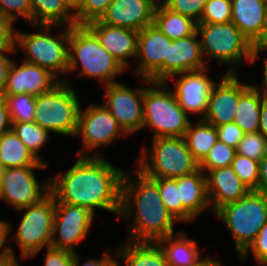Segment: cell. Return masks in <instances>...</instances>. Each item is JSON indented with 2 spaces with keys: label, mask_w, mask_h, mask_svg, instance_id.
Segmentation results:
<instances>
[{
  "label": "cell",
  "mask_w": 267,
  "mask_h": 266,
  "mask_svg": "<svg viewBox=\"0 0 267 266\" xmlns=\"http://www.w3.org/2000/svg\"><path fill=\"white\" fill-rule=\"evenodd\" d=\"M123 174L101 156L79 157L66 173L50 180V193L58 203L119 214Z\"/></svg>",
  "instance_id": "obj_1"
},
{
  "label": "cell",
  "mask_w": 267,
  "mask_h": 266,
  "mask_svg": "<svg viewBox=\"0 0 267 266\" xmlns=\"http://www.w3.org/2000/svg\"><path fill=\"white\" fill-rule=\"evenodd\" d=\"M130 178V174H123L119 214L134 222L131 241L157 243L173 235L177 221L164 206L157 184L140 170L137 179Z\"/></svg>",
  "instance_id": "obj_2"
},
{
  "label": "cell",
  "mask_w": 267,
  "mask_h": 266,
  "mask_svg": "<svg viewBox=\"0 0 267 266\" xmlns=\"http://www.w3.org/2000/svg\"><path fill=\"white\" fill-rule=\"evenodd\" d=\"M81 63V76L99 79L104 86L115 82L125 68L101 44L86 25L69 27L68 69L73 71Z\"/></svg>",
  "instance_id": "obj_3"
},
{
  "label": "cell",
  "mask_w": 267,
  "mask_h": 266,
  "mask_svg": "<svg viewBox=\"0 0 267 266\" xmlns=\"http://www.w3.org/2000/svg\"><path fill=\"white\" fill-rule=\"evenodd\" d=\"M150 84L152 86L144 87L143 127L152 128L153 139L184 137L191 122L187 113L178 104L174 93L166 89L165 82L150 81Z\"/></svg>",
  "instance_id": "obj_4"
},
{
  "label": "cell",
  "mask_w": 267,
  "mask_h": 266,
  "mask_svg": "<svg viewBox=\"0 0 267 266\" xmlns=\"http://www.w3.org/2000/svg\"><path fill=\"white\" fill-rule=\"evenodd\" d=\"M215 214L230 230L236 251L241 255L267 222V194L250 190L236 202L219 208Z\"/></svg>",
  "instance_id": "obj_5"
},
{
  "label": "cell",
  "mask_w": 267,
  "mask_h": 266,
  "mask_svg": "<svg viewBox=\"0 0 267 266\" xmlns=\"http://www.w3.org/2000/svg\"><path fill=\"white\" fill-rule=\"evenodd\" d=\"M150 148L140 152L138 169L149 178L175 179L199 169L183 137L154 138Z\"/></svg>",
  "instance_id": "obj_6"
},
{
  "label": "cell",
  "mask_w": 267,
  "mask_h": 266,
  "mask_svg": "<svg viewBox=\"0 0 267 266\" xmlns=\"http://www.w3.org/2000/svg\"><path fill=\"white\" fill-rule=\"evenodd\" d=\"M80 103L67 81L36 96L34 122L48 132L76 135Z\"/></svg>",
  "instance_id": "obj_7"
},
{
  "label": "cell",
  "mask_w": 267,
  "mask_h": 266,
  "mask_svg": "<svg viewBox=\"0 0 267 266\" xmlns=\"http://www.w3.org/2000/svg\"><path fill=\"white\" fill-rule=\"evenodd\" d=\"M44 31L36 33L16 32L15 46L24 48L27 63L38 65L52 72L55 76L60 72L67 73L69 51V26L59 38L52 37V25H39Z\"/></svg>",
  "instance_id": "obj_8"
},
{
  "label": "cell",
  "mask_w": 267,
  "mask_h": 266,
  "mask_svg": "<svg viewBox=\"0 0 267 266\" xmlns=\"http://www.w3.org/2000/svg\"><path fill=\"white\" fill-rule=\"evenodd\" d=\"M196 32L201 35L202 54L221 63L239 65L243 59L251 62L252 43L232 23H197ZM235 63V64H234Z\"/></svg>",
  "instance_id": "obj_9"
},
{
  "label": "cell",
  "mask_w": 267,
  "mask_h": 266,
  "mask_svg": "<svg viewBox=\"0 0 267 266\" xmlns=\"http://www.w3.org/2000/svg\"><path fill=\"white\" fill-rule=\"evenodd\" d=\"M23 210L27 211L14 237L21 249L22 259L33 257L45 246H51L55 198L49 192L39 203L18 209Z\"/></svg>",
  "instance_id": "obj_10"
},
{
  "label": "cell",
  "mask_w": 267,
  "mask_h": 266,
  "mask_svg": "<svg viewBox=\"0 0 267 266\" xmlns=\"http://www.w3.org/2000/svg\"><path fill=\"white\" fill-rule=\"evenodd\" d=\"M77 135L83 139L82 143L84 148L88 150L87 152L89 150L95 152L87 155L79 151L77 155L80 157H100L95 149L109 145L117 137L126 135V133L105 106L90 105L84 111L79 110Z\"/></svg>",
  "instance_id": "obj_11"
},
{
  "label": "cell",
  "mask_w": 267,
  "mask_h": 266,
  "mask_svg": "<svg viewBox=\"0 0 267 266\" xmlns=\"http://www.w3.org/2000/svg\"><path fill=\"white\" fill-rule=\"evenodd\" d=\"M48 166H26L6 168L0 185V200L16 210L39 203L50 192V181L38 183L34 169ZM45 190V191H44ZM46 192V193H44Z\"/></svg>",
  "instance_id": "obj_12"
},
{
  "label": "cell",
  "mask_w": 267,
  "mask_h": 266,
  "mask_svg": "<svg viewBox=\"0 0 267 266\" xmlns=\"http://www.w3.org/2000/svg\"><path fill=\"white\" fill-rule=\"evenodd\" d=\"M94 213L88 208L55 200L53 237L51 246L55 249L68 250L75 253V244L85 239L92 226ZM56 234L57 238L55 237Z\"/></svg>",
  "instance_id": "obj_13"
},
{
  "label": "cell",
  "mask_w": 267,
  "mask_h": 266,
  "mask_svg": "<svg viewBox=\"0 0 267 266\" xmlns=\"http://www.w3.org/2000/svg\"><path fill=\"white\" fill-rule=\"evenodd\" d=\"M171 42L153 23L138 32L136 58L140 64L135 72L148 85L163 82V62L168 60Z\"/></svg>",
  "instance_id": "obj_14"
},
{
  "label": "cell",
  "mask_w": 267,
  "mask_h": 266,
  "mask_svg": "<svg viewBox=\"0 0 267 266\" xmlns=\"http://www.w3.org/2000/svg\"><path fill=\"white\" fill-rule=\"evenodd\" d=\"M105 87V106L128 135L143 128L144 88L132 90L116 81Z\"/></svg>",
  "instance_id": "obj_15"
},
{
  "label": "cell",
  "mask_w": 267,
  "mask_h": 266,
  "mask_svg": "<svg viewBox=\"0 0 267 266\" xmlns=\"http://www.w3.org/2000/svg\"><path fill=\"white\" fill-rule=\"evenodd\" d=\"M235 73L233 67L230 66L218 87H216V84L213 85L208 97L207 111L202 118L203 121L213 126L234 122L239 98L250 86L239 82Z\"/></svg>",
  "instance_id": "obj_16"
},
{
  "label": "cell",
  "mask_w": 267,
  "mask_h": 266,
  "mask_svg": "<svg viewBox=\"0 0 267 266\" xmlns=\"http://www.w3.org/2000/svg\"><path fill=\"white\" fill-rule=\"evenodd\" d=\"M208 68L197 71H188L172 75H181L176 79L174 91L178 104L188 113L205 115L208 107V97L215 83L207 76ZM206 73V74H205Z\"/></svg>",
  "instance_id": "obj_17"
},
{
  "label": "cell",
  "mask_w": 267,
  "mask_h": 266,
  "mask_svg": "<svg viewBox=\"0 0 267 266\" xmlns=\"http://www.w3.org/2000/svg\"><path fill=\"white\" fill-rule=\"evenodd\" d=\"M52 72L38 65L23 61L16 66L13 61L7 76L5 94L28 93L34 96L51 91L61 81Z\"/></svg>",
  "instance_id": "obj_18"
},
{
  "label": "cell",
  "mask_w": 267,
  "mask_h": 266,
  "mask_svg": "<svg viewBox=\"0 0 267 266\" xmlns=\"http://www.w3.org/2000/svg\"><path fill=\"white\" fill-rule=\"evenodd\" d=\"M155 7L152 0H113L100 21L139 32L153 23Z\"/></svg>",
  "instance_id": "obj_19"
},
{
  "label": "cell",
  "mask_w": 267,
  "mask_h": 266,
  "mask_svg": "<svg viewBox=\"0 0 267 266\" xmlns=\"http://www.w3.org/2000/svg\"><path fill=\"white\" fill-rule=\"evenodd\" d=\"M198 33L172 40L169 46L168 60L163 62V82L168 85L172 75L197 71L208 67L203 61Z\"/></svg>",
  "instance_id": "obj_20"
},
{
  "label": "cell",
  "mask_w": 267,
  "mask_h": 266,
  "mask_svg": "<svg viewBox=\"0 0 267 266\" xmlns=\"http://www.w3.org/2000/svg\"><path fill=\"white\" fill-rule=\"evenodd\" d=\"M99 39L100 44L125 68L128 57L136 58L138 32L124 27H114L95 20L86 25Z\"/></svg>",
  "instance_id": "obj_21"
},
{
  "label": "cell",
  "mask_w": 267,
  "mask_h": 266,
  "mask_svg": "<svg viewBox=\"0 0 267 266\" xmlns=\"http://www.w3.org/2000/svg\"><path fill=\"white\" fill-rule=\"evenodd\" d=\"M207 173V196L214 212L226 204L236 202L250 191L231 166L210 170Z\"/></svg>",
  "instance_id": "obj_22"
},
{
  "label": "cell",
  "mask_w": 267,
  "mask_h": 266,
  "mask_svg": "<svg viewBox=\"0 0 267 266\" xmlns=\"http://www.w3.org/2000/svg\"><path fill=\"white\" fill-rule=\"evenodd\" d=\"M266 0H231V22L253 44L265 32Z\"/></svg>",
  "instance_id": "obj_23"
},
{
  "label": "cell",
  "mask_w": 267,
  "mask_h": 266,
  "mask_svg": "<svg viewBox=\"0 0 267 266\" xmlns=\"http://www.w3.org/2000/svg\"><path fill=\"white\" fill-rule=\"evenodd\" d=\"M177 185L183 205V222L193 221L204 210H211L207 196L206 173L201 169L178 177Z\"/></svg>",
  "instance_id": "obj_24"
},
{
  "label": "cell",
  "mask_w": 267,
  "mask_h": 266,
  "mask_svg": "<svg viewBox=\"0 0 267 266\" xmlns=\"http://www.w3.org/2000/svg\"><path fill=\"white\" fill-rule=\"evenodd\" d=\"M31 23L37 25H76L74 10L65 0H30ZM70 11L72 12L70 14Z\"/></svg>",
  "instance_id": "obj_25"
},
{
  "label": "cell",
  "mask_w": 267,
  "mask_h": 266,
  "mask_svg": "<svg viewBox=\"0 0 267 266\" xmlns=\"http://www.w3.org/2000/svg\"><path fill=\"white\" fill-rule=\"evenodd\" d=\"M157 244L163 250L169 266H191L200 260L197 244L188 239L183 230L160 239Z\"/></svg>",
  "instance_id": "obj_26"
},
{
  "label": "cell",
  "mask_w": 267,
  "mask_h": 266,
  "mask_svg": "<svg viewBox=\"0 0 267 266\" xmlns=\"http://www.w3.org/2000/svg\"><path fill=\"white\" fill-rule=\"evenodd\" d=\"M125 244L114 251L121 256L125 266H169L157 243L127 241ZM117 264L121 266L119 262Z\"/></svg>",
  "instance_id": "obj_27"
},
{
  "label": "cell",
  "mask_w": 267,
  "mask_h": 266,
  "mask_svg": "<svg viewBox=\"0 0 267 266\" xmlns=\"http://www.w3.org/2000/svg\"><path fill=\"white\" fill-rule=\"evenodd\" d=\"M153 24L171 40L194 34L197 26V22L192 18L171 11L163 3L155 7Z\"/></svg>",
  "instance_id": "obj_28"
},
{
  "label": "cell",
  "mask_w": 267,
  "mask_h": 266,
  "mask_svg": "<svg viewBox=\"0 0 267 266\" xmlns=\"http://www.w3.org/2000/svg\"><path fill=\"white\" fill-rule=\"evenodd\" d=\"M258 88L255 85H250L239 98L234 123L245 134L259 132L263 93Z\"/></svg>",
  "instance_id": "obj_29"
},
{
  "label": "cell",
  "mask_w": 267,
  "mask_h": 266,
  "mask_svg": "<svg viewBox=\"0 0 267 266\" xmlns=\"http://www.w3.org/2000/svg\"><path fill=\"white\" fill-rule=\"evenodd\" d=\"M0 162L6 168L48 166L36 158L12 130L0 138Z\"/></svg>",
  "instance_id": "obj_30"
},
{
  "label": "cell",
  "mask_w": 267,
  "mask_h": 266,
  "mask_svg": "<svg viewBox=\"0 0 267 266\" xmlns=\"http://www.w3.org/2000/svg\"><path fill=\"white\" fill-rule=\"evenodd\" d=\"M194 125L190 122L184 139L193 159L200 164L218 140L216 127L200 119Z\"/></svg>",
  "instance_id": "obj_31"
},
{
  "label": "cell",
  "mask_w": 267,
  "mask_h": 266,
  "mask_svg": "<svg viewBox=\"0 0 267 266\" xmlns=\"http://www.w3.org/2000/svg\"><path fill=\"white\" fill-rule=\"evenodd\" d=\"M11 130L40 161L38 150L47 142L49 132L33 122H11Z\"/></svg>",
  "instance_id": "obj_32"
},
{
  "label": "cell",
  "mask_w": 267,
  "mask_h": 266,
  "mask_svg": "<svg viewBox=\"0 0 267 266\" xmlns=\"http://www.w3.org/2000/svg\"><path fill=\"white\" fill-rule=\"evenodd\" d=\"M11 122H33L36 96L28 93L4 94Z\"/></svg>",
  "instance_id": "obj_33"
},
{
  "label": "cell",
  "mask_w": 267,
  "mask_h": 266,
  "mask_svg": "<svg viewBox=\"0 0 267 266\" xmlns=\"http://www.w3.org/2000/svg\"><path fill=\"white\" fill-rule=\"evenodd\" d=\"M158 186L167 211L176 221H183V205L180 200L177 178H151Z\"/></svg>",
  "instance_id": "obj_34"
},
{
  "label": "cell",
  "mask_w": 267,
  "mask_h": 266,
  "mask_svg": "<svg viewBox=\"0 0 267 266\" xmlns=\"http://www.w3.org/2000/svg\"><path fill=\"white\" fill-rule=\"evenodd\" d=\"M236 149L228 146L226 143L217 140L209 150L208 155L199 164V169L203 172L217 168L229 167L232 164Z\"/></svg>",
  "instance_id": "obj_35"
},
{
  "label": "cell",
  "mask_w": 267,
  "mask_h": 266,
  "mask_svg": "<svg viewBox=\"0 0 267 266\" xmlns=\"http://www.w3.org/2000/svg\"><path fill=\"white\" fill-rule=\"evenodd\" d=\"M231 167L240 180L250 189L256 190L259 183V161L235 154Z\"/></svg>",
  "instance_id": "obj_36"
},
{
  "label": "cell",
  "mask_w": 267,
  "mask_h": 266,
  "mask_svg": "<svg viewBox=\"0 0 267 266\" xmlns=\"http://www.w3.org/2000/svg\"><path fill=\"white\" fill-rule=\"evenodd\" d=\"M231 22V0H207L197 23L224 24Z\"/></svg>",
  "instance_id": "obj_37"
},
{
  "label": "cell",
  "mask_w": 267,
  "mask_h": 266,
  "mask_svg": "<svg viewBox=\"0 0 267 266\" xmlns=\"http://www.w3.org/2000/svg\"><path fill=\"white\" fill-rule=\"evenodd\" d=\"M267 152V139L260 133L244 134L236 148V153L260 161Z\"/></svg>",
  "instance_id": "obj_38"
},
{
  "label": "cell",
  "mask_w": 267,
  "mask_h": 266,
  "mask_svg": "<svg viewBox=\"0 0 267 266\" xmlns=\"http://www.w3.org/2000/svg\"><path fill=\"white\" fill-rule=\"evenodd\" d=\"M113 0H82L74 11L76 25H87L95 20H100Z\"/></svg>",
  "instance_id": "obj_39"
},
{
  "label": "cell",
  "mask_w": 267,
  "mask_h": 266,
  "mask_svg": "<svg viewBox=\"0 0 267 266\" xmlns=\"http://www.w3.org/2000/svg\"><path fill=\"white\" fill-rule=\"evenodd\" d=\"M207 0H165L163 4L173 12L192 18L198 22Z\"/></svg>",
  "instance_id": "obj_40"
},
{
  "label": "cell",
  "mask_w": 267,
  "mask_h": 266,
  "mask_svg": "<svg viewBox=\"0 0 267 266\" xmlns=\"http://www.w3.org/2000/svg\"><path fill=\"white\" fill-rule=\"evenodd\" d=\"M0 12L8 16L13 22L18 16L31 22L30 0H0Z\"/></svg>",
  "instance_id": "obj_41"
},
{
  "label": "cell",
  "mask_w": 267,
  "mask_h": 266,
  "mask_svg": "<svg viewBox=\"0 0 267 266\" xmlns=\"http://www.w3.org/2000/svg\"><path fill=\"white\" fill-rule=\"evenodd\" d=\"M250 250L253 252L255 260L260 265H267V222L260 229L250 246L240 255L241 259L246 260Z\"/></svg>",
  "instance_id": "obj_42"
},
{
  "label": "cell",
  "mask_w": 267,
  "mask_h": 266,
  "mask_svg": "<svg viewBox=\"0 0 267 266\" xmlns=\"http://www.w3.org/2000/svg\"><path fill=\"white\" fill-rule=\"evenodd\" d=\"M14 22L0 12V51H6L7 53H15L16 46V33Z\"/></svg>",
  "instance_id": "obj_43"
},
{
  "label": "cell",
  "mask_w": 267,
  "mask_h": 266,
  "mask_svg": "<svg viewBox=\"0 0 267 266\" xmlns=\"http://www.w3.org/2000/svg\"><path fill=\"white\" fill-rule=\"evenodd\" d=\"M215 127L217 130L218 140L235 149L238 147L239 142L242 140L245 134L242 129L234 122Z\"/></svg>",
  "instance_id": "obj_44"
},
{
  "label": "cell",
  "mask_w": 267,
  "mask_h": 266,
  "mask_svg": "<svg viewBox=\"0 0 267 266\" xmlns=\"http://www.w3.org/2000/svg\"><path fill=\"white\" fill-rule=\"evenodd\" d=\"M73 254L68 250L46 248L44 266H73Z\"/></svg>",
  "instance_id": "obj_45"
},
{
  "label": "cell",
  "mask_w": 267,
  "mask_h": 266,
  "mask_svg": "<svg viewBox=\"0 0 267 266\" xmlns=\"http://www.w3.org/2000/svg\"><path fill=\"white\" fill-rule=\"evenodd\" d=\"M113 257V255L110 256V254L106 251L100 259H89L80 265L79 256L77 255V252H75L73 254V266H115L118 261Z\"/></svg>",
  "instance_id": "obj_46"
},
{
  "label": "cell",
  "mask_w": 267,
  "mask_h": 266,
  "mask_svg": "<svg viewBox=\"0 0 267 266\" xmlns=\"http://www.w3.org/2000/svg\"><path fill=\"white\" fill-rule=\"evenodd\" d=\"M5 53L6 51H0V99L4 98L8 72L13 63Z\"/></svg>",
  "instance_id": "obj_47"
},
{
  "label": "cell",
  "mask_w": 267,
  "mask_h": 266,
  "mask_svg": "<svg viewBox=\"0 0 267 266\" xmlns=\"http://www.w3.org/2000/svg\"><path fill=\"white\" fill-rule=\"evenodd\" d=\"M10 227L11 226L9 223L0 219V250L4 246L7 236H9V233L11 231ZM13 256H15L13 253V249H11L10 247H6L0 253V261H3L7 258H11Z\"/></svg>",
  "instance_id": "obj_48"
},
{
  "label": "cell",
  "mask_w": 267,
  "mask_h": 266,
  "mask_svg": "<svg viewBox=\"0 0 267 266\" xmlns=\"http://www.w3.org/2000/svg\"><path fill=\"white\" fill-rule=\"evenodd\" d=\"M11 120L4 98L0 99V138L11 130Z\"/></svg>",
  "instance_id": "obj_49"
},
{
  "label": "cell",
  "mask_w": 267,
  "mask_h": 266,
  "mask_svg": "<svg viewBox=\"0 0 267 266\" xmlns=\"http://www.w3.org/2000/svg\"><path fill=\"white\" fill-rule=\"evenodd\" d=\"M255 191L267 194V152L259 161V183Z\"/></svg>",
  "instance_id": "obj_50"
},
{
  "label": "cell",
  "mask_w": 267,
  "mask_h": 266,
  "mask_svg": "<svg viewBox=\"0 0 267 266\" xmlns=\"http://www.w3.org/2000/svg\"><path fill=\"white\" fill-rule=\"evenodd\" d=\"M259 132L267 139V90L263 91L261 103Z\"/></svg>",
  "instance_id": "obj_51"
},
{
  "label": "cell",
  "mask_w": 267,
  "mask_h": 266,
  "mask_svg": "<svg viewBox=\"0 0 267 266\" xmlns=\"http://www.w3.org/2000/svg\"><path fill=\"white\" fill-rule=\"evenodd\" d=\"M267 51V49H252V57H251V62H254L256 58L258 57L257 55L259 52ZM264 77H263V84H264V90H267V58L264 59Z\"/></svg>",
  "instance_id": "obj_52"
},
{
  "label": "cell",
  "mask_w": 267,
  "mask_h": 266,
  "mask_svg": "<svg viewBox=\"0 0 267 266\" xmlns=\"http://www.w3.org/2000/svg\"><path fill=\"white\" fill-rule=\"evenodd\" d=\"M191 266H221L219 261L212 260L211 258H204L203 260L200 259L194 265Z\"/></svg>",
  "instance_id": "obj_53"
},
{
  "label": "cell",
  "mask_w": 267,
  "mask_h": 266,
  "mask_svg": "<svg viewBox=\"0 0 267 266\" xmlns=\"http://www.w3.org/2000/svg\"><path fill=\"white\" fill-rule=\"evenodd\" d=\"M252 49H267V29H265L263 37L253 44Z\"/></svg>",
  "instance_id": "obj_54"
},
{
  "label": "cell",
  "mask_w": 267,
  "mask_h": 266,
  "mask_svg": "<svg viewBox=\"0 0 267 266\" xmlns=\"http://www.w3.org/2000/svg\"><path fill=\"white\" fill-rule=\"evenodd\" d=\"M0 266H19V263L17 262L15 256H13L11 258L0 261Z\"/></svg>",
  "instance_id": "obj_55"
},
{
  "label": "cell",
  "mask_w": 267,
  "mask_h": 266,
  "mask_svg": "<svg viewBox=\"0 0 267 266\" xmlns=\"http://www.w3.org/2000/svg\"><path fill=\"white\" fill-rule=\"evenodd\" d=\"M69 6L75 11L79 5L82 3V0H65Z\"/></svg>",
  "instance_id": "obj_56"
},
{
  "label": "cell",
  "mask_w": 267,
  "mask_h": 266,
  "mask_svg": "<svg viewBox=\"0 0 267 266\" xmlns=\"http://www.w3.org/2000/svg\"><path fill=\"white\" fill-rule=\"evenodd\" d=\"M6 167L0 162V185H1V180L3 178V175L5 173Z\"/></svg>",
  "instance_id": "obj_57"
},
{
  "label": "cell",
  "mask_w": 267,
  "mask_h": 266,
  "mask_svg": "<svg viewBox=\"0 0 267 266\" xmlns=\"http://www.w3.org/2000/svg\"><path fill=\"white\" fill-rule=\"evenodd\" d=\"M265 27L267 29V7H266V15H265Z\"/></svg>",
  "instance_id": "obj_58"
},
{
  "label": "cell",
  "mask_w": 267,
  "mask_h": 266,
  "mask_svg": "<svg viewBox=\"0 0 267 266\" xmlns=\"http://www.w3.org/2000/svg\"><path fill=\"white\" fill-rule=\"evenodd\" d=\"M152 1H153L156 5L159 4V2L162 3V1H160V0H159V1H158V0H152Z\"/></svg>",
  "instance_id": "obj_59"
}]
</instances>
